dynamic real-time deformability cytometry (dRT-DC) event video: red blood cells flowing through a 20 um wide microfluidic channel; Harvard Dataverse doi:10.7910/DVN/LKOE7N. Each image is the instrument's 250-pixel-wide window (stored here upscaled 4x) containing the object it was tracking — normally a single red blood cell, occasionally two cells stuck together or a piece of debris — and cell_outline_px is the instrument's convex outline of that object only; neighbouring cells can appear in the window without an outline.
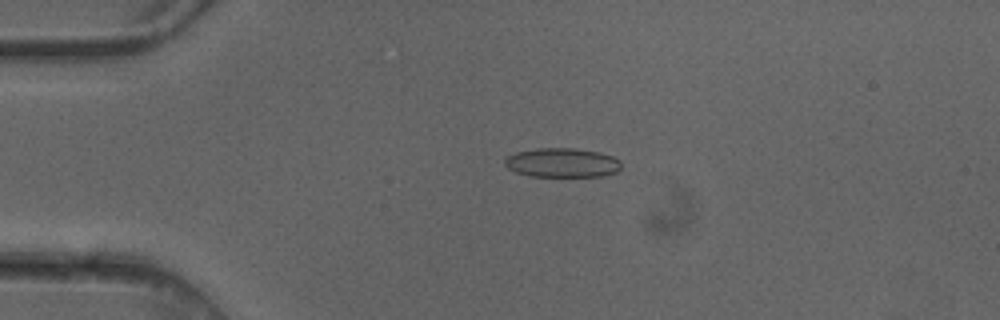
{"species": "common noctule bat (a hibernating species)", "species_latin": "Nyctalus noctula", "temperature_condition": "cold", "stored_images_in_passage": 7, "camera_frame_rate_fps": 3000, "um_per_image_px": 0.085, "animal": {"sex": "female"}, "frame": {"image": 1, "passage_image": 4, "time_ms": 1.0, "image_size_px": [1000, 320], "cell_outline_px": [[620, 168], [616, 172], [604, 176], [528, 176], [516, 172], [508, 168], [504, 164], [504, 160], [508, 156], [516, 152], [536, 148], [576, 148], [596, 152], [612, 156], [620, 160]], "centroid_in_image_um": [47.76, 13.83], "position_along_channel_um": 37.2, "area_um2": 19.83}}
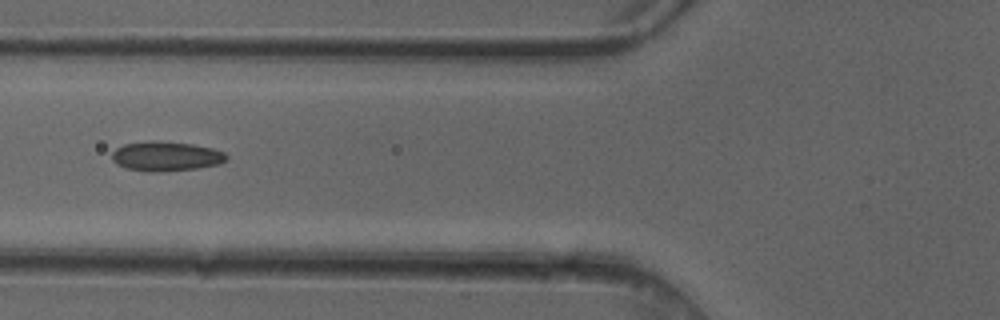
{"frame": {"image": 2, "passage_image": 6, "time_ms": 1.667, "image_size_px": [1000, 320], "cell_outline_px": [[228, 160], [220, 164], [196, 168], [156, 172], [148, 172], [124, 168], [116, 164], [112, 160], [112, 152], [116, 148], [124, 144], [152, 140], [192, 144], [212, 148], [224, 152], [228, 156]], "centroid_in_image_um": [14.1, 13.28], "position_along_channel_um": 111.7, "area_um2": 19.88}}
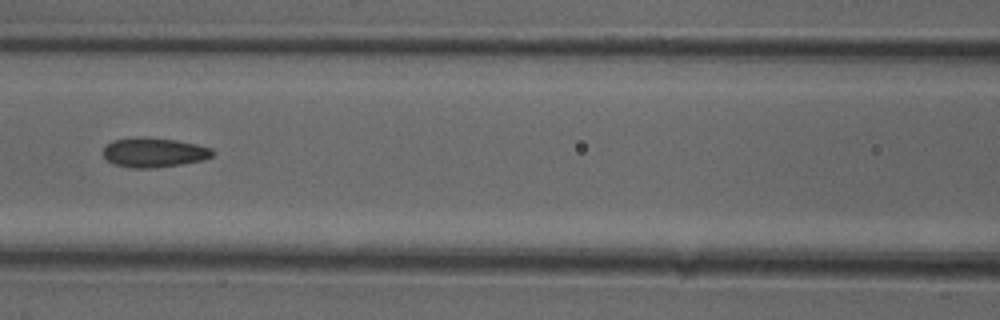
{"frame": {"image": 3, "passage_image": 7, "time_ms": 2.0, "image_size_px": [1000, 320], "cell_outline_px": [[216, 152], [212, 156], [204, 160], [156, 168], [132, 168], [116, 164], [108, 160], [104, 156], [104, 148], [112, 140], [140, 136], [144, 136], [176, 140], [196, 144], [212, 148]], "centroid_in_image_um": [13.12, 12.95], "position_along_channel_um": 153.5, "area_um2": 18.9}}